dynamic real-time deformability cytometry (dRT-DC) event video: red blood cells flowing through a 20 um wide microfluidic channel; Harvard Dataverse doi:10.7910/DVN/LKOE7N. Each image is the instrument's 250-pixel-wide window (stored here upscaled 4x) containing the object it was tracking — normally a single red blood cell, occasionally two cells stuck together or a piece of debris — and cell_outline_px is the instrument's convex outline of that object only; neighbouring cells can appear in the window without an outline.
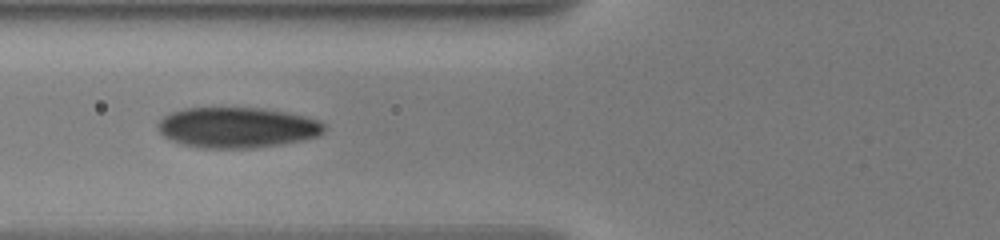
{"species": "human", "species_latin": "Homo sapiens", "temperature_condition": "warm", "stored_images_in_passage": 20, "camera_frame_rate_fps": 3000, "um_per_image_px": 0.085, "donor": {"sex": "male"}, "frame": {"image": 1, "passage_image": 9, "time_ms": 7.667, "image_size_px": [1000, 240], "cell_outline_px": [[324, 132], [320, 136], [304, 140], [280, 144], [252, 148], [204, 148], [184, 144], [172, 140], [164, 136], [160, 132], [156, 124], [164, 116], [172, 112], [184, 108], [264, 108], [308, 116], [320, 120], [324, 124]], "centroid_in_image_um": [20.2, 10.83], "position_along_channel_um": 105.6, "area_um2": 39.42}}
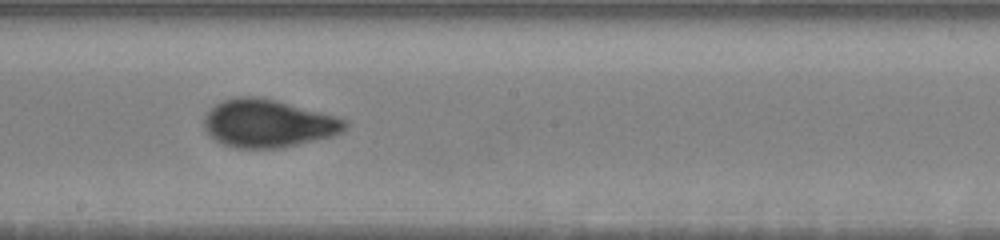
{"frame": {"image": 2, "passage_image": 12, "time_ms": 11.0, "image_size_px": [1000, 240], "cell_outline_px": [[348, 128], [344, 132], [332, 136], [280, 148], [236, 148], [224, 144], [216, 140], [204, 128], [204, 116], [216, 104], [224, 100], [236, 96], [256, 96], [276, 100], [336, 116], [344, 120], [348, 124]], "centroid_in_image_um": [22.8, 10.49], "position_along_channel_um": 225.4, "area_um2": 39.13}}
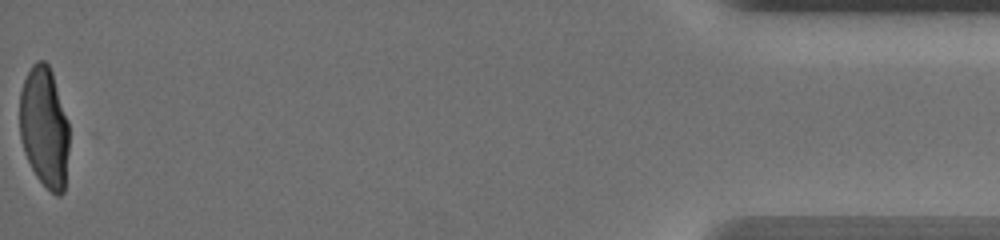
{"frame": {"image": 3, "passage_image": 20, "time_ms": 19.0, "image_size_px": [1000, 240], "cell_outline_px": [[68, 152], [64, 192], [60, 196], [56, 196], [36, 176], [24, 152], [20, 136], [20, 92], [24, 80], [32, 64], [36, 60], [44, 60], [48, 64], [52, 72], [68, 120]], "centroid_in_image_um": [3.77, 10.8], "position_along_channel_um": 431.4, "area_um2": 34.74}, "authors_computed_cell_mechanics": {"area_um2": 39.2173, "velocity_mm_per_s": 3.5788, "shape_relaxation_time_tau1_ms": 3.9789, "shape_relaxation_time_tau2_ms": null, "deformation_change_tau1": 0.165, "deformation_change_tau2": null}}